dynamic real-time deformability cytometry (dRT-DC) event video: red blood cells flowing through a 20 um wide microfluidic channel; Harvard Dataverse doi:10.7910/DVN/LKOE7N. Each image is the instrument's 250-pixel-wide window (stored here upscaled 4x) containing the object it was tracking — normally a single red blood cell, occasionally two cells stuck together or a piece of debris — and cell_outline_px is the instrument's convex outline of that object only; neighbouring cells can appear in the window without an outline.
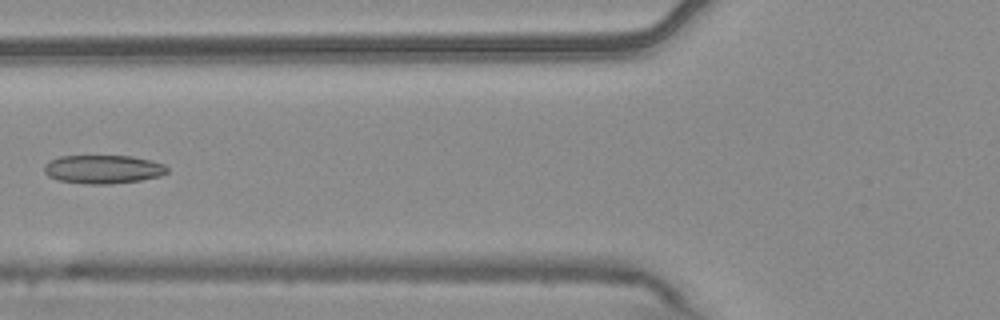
{"species": "common noctule bat (a hibernating species)", "species_latin": "Nyctalus noctula", "temperature_condition": "warm", "stored_images_in_passage": 7, "camera_frame_rate_fps": 3000, "um_per_image_px": 0.085, "animal": {"sex": "male", "body_mass_g": 20.4}, "frame": {"image": 1, "passage_image": 6, "time_ms": 1.667, "image_size_px": [1000, 320], "cell_outline_px": [[168, 172], [160, 176], [140, 180], [108, 184], [84, 184], [56, 180], [48, 176], [44, 172], [44, 164], [60, 156], [132, 156], [164, 164], [168, 168]], "centroid_in_image_um": [8.74, 14.39], "position_along_channel_um": 117.1, "area_um2": 20.46}}
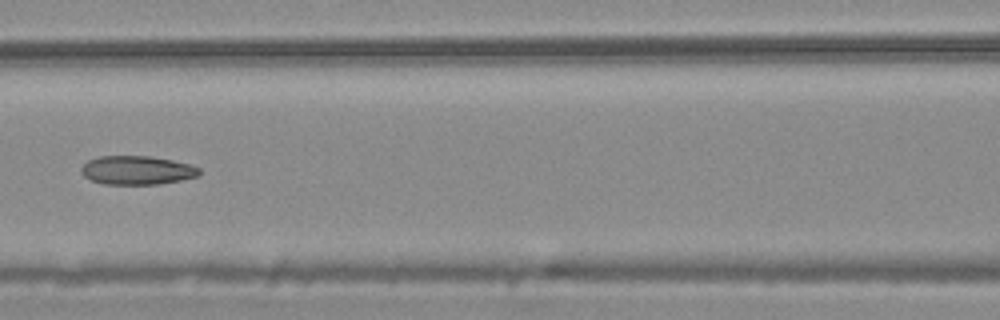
{"frame": {"image": 2, "passage_image": 7, "time_ms": 2.0, "image_size_px": [1000, 320], "cell_outline_px": [[200, 176], [180, 180], [156, 184], [104, 184], [92, 180], [84, 176], [80, 172], [80, 168], [88, 160], [100, 156], [148, 156], [172, 160], [192, 164], [200, 168]], "centroid_in_image_um": [11.66, 14.46], "position_along_channel_um": 154.9, "area_um2": 19.83}}